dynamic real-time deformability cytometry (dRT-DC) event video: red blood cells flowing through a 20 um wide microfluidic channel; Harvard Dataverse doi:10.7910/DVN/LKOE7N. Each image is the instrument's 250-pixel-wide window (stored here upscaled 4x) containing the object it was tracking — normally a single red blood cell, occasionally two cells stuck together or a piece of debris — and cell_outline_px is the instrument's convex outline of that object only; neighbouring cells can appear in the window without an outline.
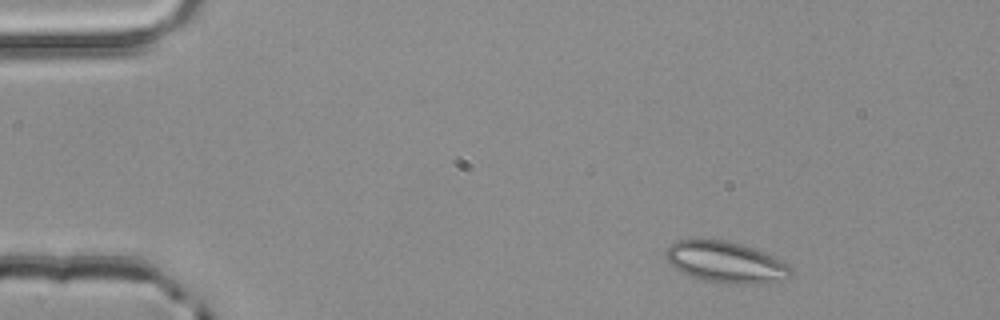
{"species": "common noctule bat (a hibernating species)", "species_latin": "Nyctalus noctula", "temperature_condition": "room temperature", "stored_images_in_passage": 3, "camera_frame_rate_fps": 3000, "um_per_image_px": 0.085, "animal": {"sex": "male", "body_mass_g": 20.4}, "frame": {"image": 1, "passage_image": 1, "time_ms": 0.0, "image_size_px": [1000, 320], "cell_outline_px": [[792, 272], [788, 276], [768, 284], [736, 284], [704, 280], [688, 276], [676, 268], [664, 256], [664, 252], [676, 240], [688, 236], [724, 240], [740, 244], [764, 252], [784, 264]], "centroid_in_image_um": [61.57, 22.25], "position_along_channel_um": 23.4, "area_um2": 30.06}}
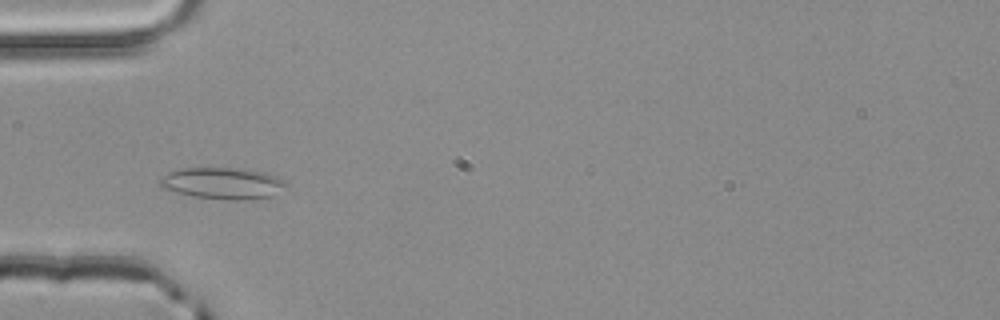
{"frame": {"image": 2, "passage_image": 3, "time_ms": 0.667, "image_size_px": [1000, 320], "cell_outline_px": [[288, 184], [272, 196], [248, 200], [228, 200], [192, 196], [160, 188], [160, 180], [168, 172], [180, 168], [228, 168], [264, 172], [276, 176], [284, 180]], "centroid_in_image_um": [18.91, 15.59], "position_along_channel_um": 66.1, "area_um2": 23.06}}